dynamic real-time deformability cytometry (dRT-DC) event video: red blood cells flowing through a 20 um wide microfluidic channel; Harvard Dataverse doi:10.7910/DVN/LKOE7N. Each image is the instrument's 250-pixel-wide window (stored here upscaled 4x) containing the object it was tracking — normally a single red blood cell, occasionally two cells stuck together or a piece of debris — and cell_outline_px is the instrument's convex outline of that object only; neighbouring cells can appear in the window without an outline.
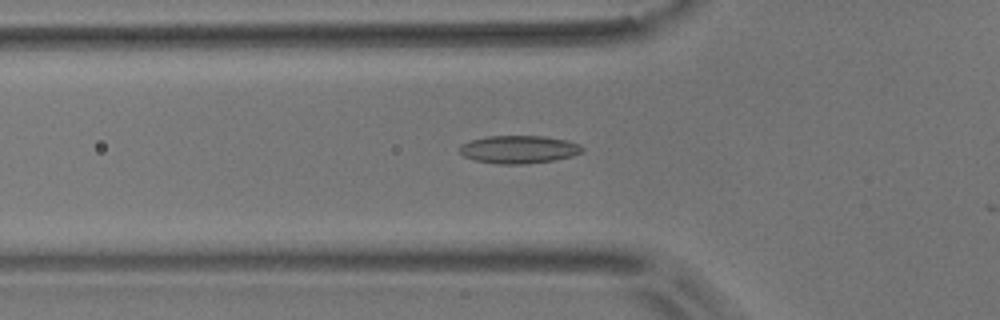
{"species": "common noctule bat (a hibernating species)", "species_latin": "Nyctalus noctula", "temperature_condition": "room temperature", "stored_images_in_passage": 40, "camera_frame_rate_fps": 3000, "um_per_image_px": 0.085, "animal": {"sex": "male", "body_mass_g": 17.9}, "frame": {"image": 1, "passage_image": 10, "time_ms": 3.0, "image_size_px": [1000, 320], "cell_outline_px": [[584, 152], [572, 156], [556, 160], [524, 164], [500, 164], [476, 160], [464, 156], [456, 148], [460, 144], [472, 140], [488, 136], [544, 136], [568, 140], [580, 144], [584, 148]], "centroid_in_image_um": [44.13, 12.7], "position_along_channel_um": 81.7, "area_um2": 20.11}}
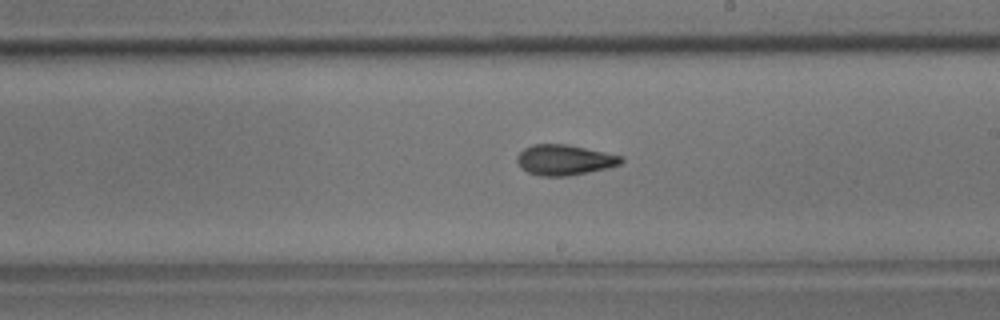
{"frame": {"image": 2, "passage_image": 23, "time_ms": 7.333, "image_size_px": [1000, 320], "cell_outline_px": [[624, 160], [620, 164], [608, 168], [568, 176], [540, 176], [528, 172], [520, 168], [516, 160], [516, 156], [524, 148], [532, 144], [568, 144], [604, 152], [620, 156]], "centroid_in_image_um": [47.94, 13.59], "position_along_channel_um": 241.1, "area_um2": 18.5}}
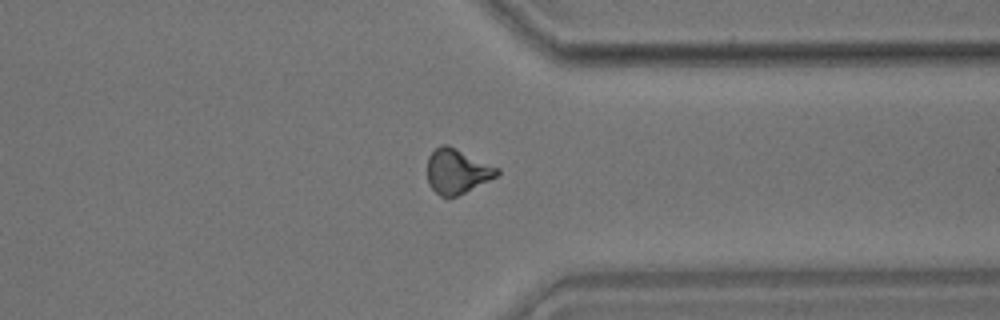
{"frame": {"image": 3, "passage_image": 34, "time_ms": 11.0, "image_size_px": [1000, 320], "cell_outline_px": [[500, 172], [496, 176], [456, 196], [440, 196], [428, 184], [428, 156], [440, 144], [448, 144], [500, 168]], "centroid_in_image_um": [38.84, 14.52], "position_along_channel_um": 372.6, "area_um2": 17.98}, "authors_computed_cell_mechanics": {"area_um2": 18.1203, "velocity_mm_per_s": 3.6572, "shape_relaxation_time_tau1_ms": 10.8045, "shape_relaxation_time_tau2_ms": 3.1263, "deformation_change_tau1": 0.2213, "deformation_change_tau2": 0.1017}}